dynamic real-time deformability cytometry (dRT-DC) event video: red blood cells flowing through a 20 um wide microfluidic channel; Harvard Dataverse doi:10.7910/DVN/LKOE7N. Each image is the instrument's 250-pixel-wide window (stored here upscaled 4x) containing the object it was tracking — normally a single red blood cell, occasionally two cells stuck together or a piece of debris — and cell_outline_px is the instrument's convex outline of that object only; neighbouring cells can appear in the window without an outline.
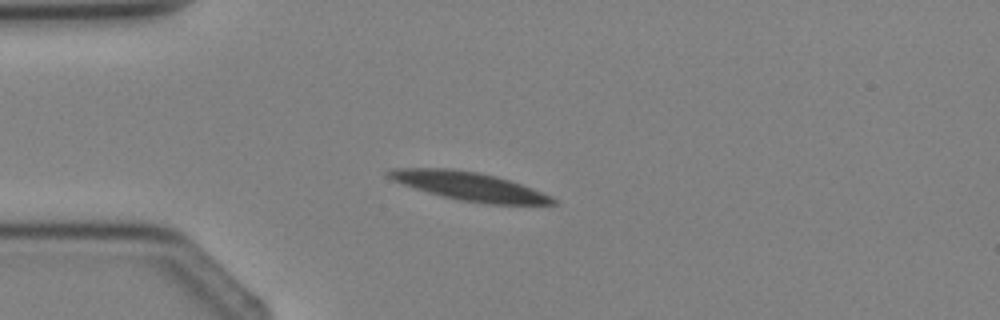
{"species": "Egyptian fruit bat (a non-hibernating species)", "species_latin": "Rousettus aegyptiacus", "temperature_condition": "cold", "stored_images_in_passage": 2, "camera_frame_rate_fps": 3000, "um_per_image_px": 0.085, "animal": {"sex": "female"}, "frame": {"image": 1, "passage_image": 1, "time_ms": 0.0, "image_size_px": [1000, 320], "cell_outline_px": [[556, 204], [488, 204], [460, 200], [428, 192], [392, 180], [384, 176], [384, 172], [388, 168], [452, 168], [476, 172], [496, 176], [532, 188], [552, 196], [556, 200]], "centroid_in_image_um": [39.84, 15.81], "position_along_channel_um": 45.2, "area_um2": 27.05}}
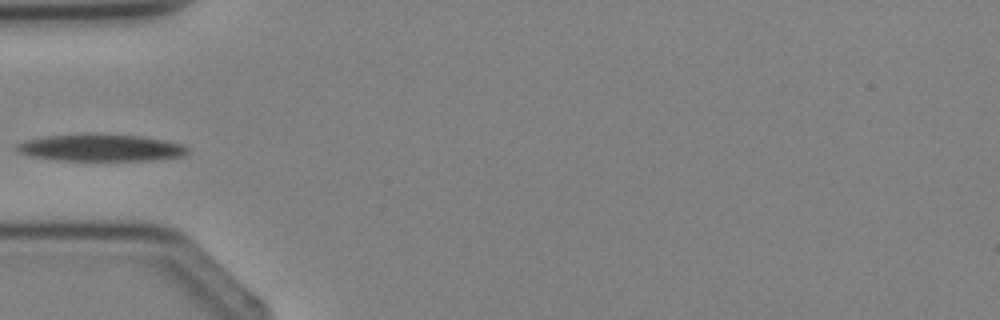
{"frame": {"image": 2, "passage_image": 2, "time_ms": 1.0, "image_size_px": [1000, 320], "cell_outline_px": [[188, 152], [184, 156], [148, 160], [52, 160], [28, 156], [16, 152], [12, 148], [16, 144], [28, 140], [48, 136], [84, 132], [144, 136], [168, 140], [184, 144], [188, 148]], "centroid_in_image_um": [8.53, 12.54], "position_along_channel_um": 76.5, "area_um2": 27.63}}